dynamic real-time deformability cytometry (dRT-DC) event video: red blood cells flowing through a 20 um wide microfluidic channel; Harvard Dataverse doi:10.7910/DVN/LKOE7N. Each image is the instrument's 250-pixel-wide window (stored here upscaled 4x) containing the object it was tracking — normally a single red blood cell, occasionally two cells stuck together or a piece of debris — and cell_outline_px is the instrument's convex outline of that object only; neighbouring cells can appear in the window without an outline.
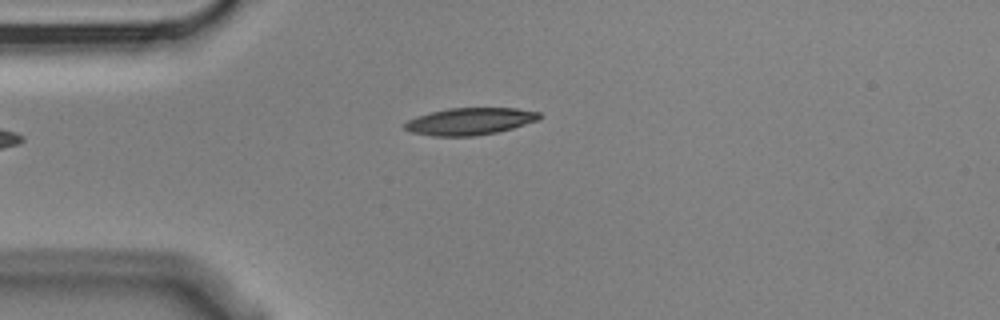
{"species": "Egyptian fruit bat (a non-hibernating species)", "species_latin": "Rousettus aegyptiacus", "temperature_condition": "cold", "stored_images_in_passage": 1, "camera_frame_rate_fps": 3000, "um_per_image_px": 0.085, "animal": {"sex": "male"}, "frame": {"image": 1, "passage_image": 1, "time_ms": 0.0, "image_size_px": [1000, 320], "cell_outline_px": [[540, 120], [512, 128], [496, 132], [472, 136], [432, 136], [412, 132], [404, 128], [404, 124], [408, 120], [416, 116], [448, 108], [516, 108], [540, 112]], "centroid_in_image_um": [39.95, 10.31], "position_along_channel_um": 45.1, "area_um2": 21.15}}